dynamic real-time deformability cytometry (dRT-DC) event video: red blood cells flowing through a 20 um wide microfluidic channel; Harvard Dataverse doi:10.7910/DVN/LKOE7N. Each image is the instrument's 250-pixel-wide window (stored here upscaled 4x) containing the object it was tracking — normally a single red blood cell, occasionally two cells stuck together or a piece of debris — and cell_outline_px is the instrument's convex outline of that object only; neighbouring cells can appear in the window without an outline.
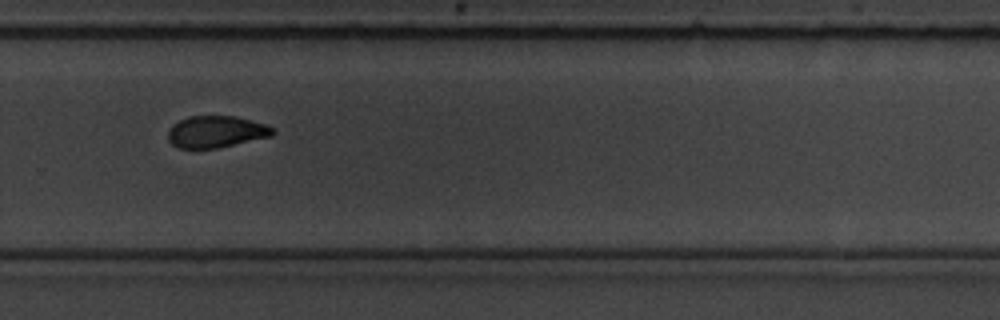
{"species": "common noctule bat (a hibernating species)", "species_latin": "Nyctalus noctula", "temperature_condition": "room temperature", "stored_images_in_passage": 17, "camera_frame_rate_fps": 3000, "um_per_image_px": 0.085, "animal": {"sex": "male", "body_mass_g": 19.5, "forearm_length_mm": 54.6}, "frame": {"image": 1, "passage_image": 12, "time_ms": 13.333, "image_size_px": [1000, 320], "cell_outline_px": [[276, 132], [272, 136], [216, 148], [180, 148], [172, 144], [168, 140], [168, 128], [172, 124], [188, 116], [232, 116], [264, 124], [272, 128]], "centroid_in_image_um": [18.32, 11.2], "position_along_channel_um": 311.5, "area_um2": 19.19}}
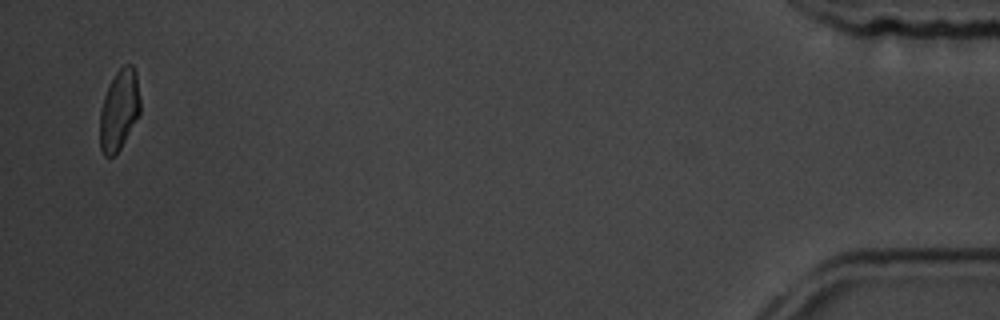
{"frame": {"image": 2, "passage_image": 17, "time_ms": 19.0, "image_size_px": [1000, 320], "cell_outline_px": [[140, 116], [120, 148], [112, 156], [104, 156], [100, 148], [100, 112], [104, 96], [116, 72], [124, 64], [132, 64], [136, 72], [140, 100]], "centroid_in_image_um": [10.14, 9.35], "position_along_channel_um": 425.1, "area_um2": 18.9}, "authors_computed_cell_mechanics": {"area_um2": 19.074, "velocity_mm_per_s": 3.5272, "shape_relaxation_time_tau1_ms": 8.742, "shape_relaxation_time_tau2_ms": 1.9449, "deformation_change_tau1": 0.2357, "deformation_change_tau2": 0.0538}}